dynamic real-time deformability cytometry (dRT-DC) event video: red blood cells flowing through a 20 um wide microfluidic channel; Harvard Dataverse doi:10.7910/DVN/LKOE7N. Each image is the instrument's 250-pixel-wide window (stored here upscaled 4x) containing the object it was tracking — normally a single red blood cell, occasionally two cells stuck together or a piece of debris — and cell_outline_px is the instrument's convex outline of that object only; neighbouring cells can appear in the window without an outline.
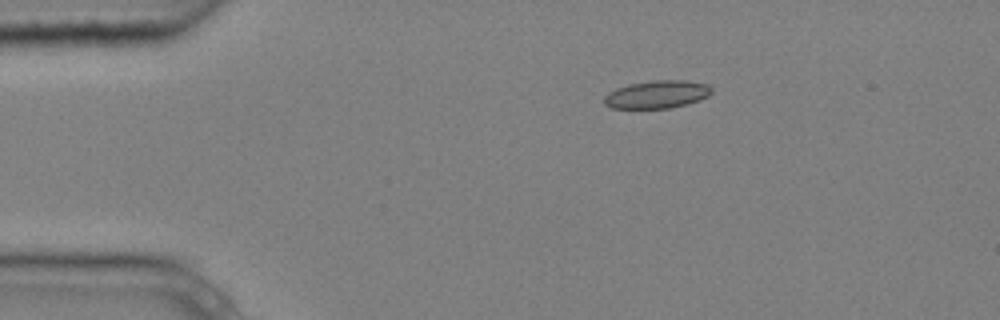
{"species": "common noctule bat (a hibernating species)", "species_latin": "Nyctalus noctula", "temperature_condition": "cold", "stored_images_in_passage": 4, "camera_frame_rate_fps": 3000, "um_per_image_px": 0.085, "animal": {"sex": "male", "body_mass_g": 20.4}, "frame": {"image": 1, "passage_image": 2, "time_ms": 0.333, "image_size_px": [1000, 320], "cell_outline_px": [[712, 92], [708, 96], [700, 100], [668, 108], [612, 108], [604, 104], [604, 96], [608, 92], [616, 88], [628, 84], [652, 80], [688, 80], [708, 84], [712, 88]], "centroid_in_image_um": [55.84, 8.01], "position_along_channel_um": 29.2, "area_um2": 17.51}}